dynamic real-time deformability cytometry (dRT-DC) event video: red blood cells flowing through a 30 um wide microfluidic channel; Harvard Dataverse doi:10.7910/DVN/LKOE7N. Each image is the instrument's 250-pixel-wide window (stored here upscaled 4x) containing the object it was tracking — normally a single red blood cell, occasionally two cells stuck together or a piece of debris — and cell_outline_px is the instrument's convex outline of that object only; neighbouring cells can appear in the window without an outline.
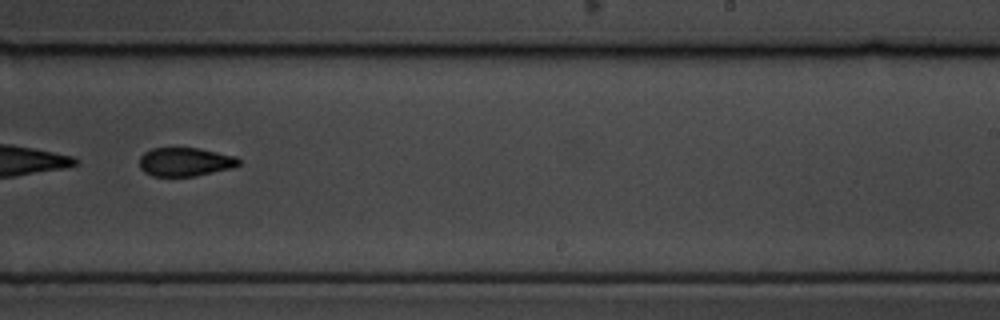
{"species": "common noctule bat (a hibernating species)", "species_latin": "Nyctalus noctula", "temperature_condition": "cold", "stored_images_in_passage": 55, "segment_of_instrument_passage": [2, 2], "camera_frame_rate_fps": 3000, "um_per_image_px": 0.085, "animal": {"sex": "male", "body_mass_g": 19.5, "forearm_length_mm": 54.6}, "frame": {"image": 1, "passage_image": 34, "time_ms": 11.0, "image_size_px": [1000, 320], "cell_outline_px": [[240, 164], [232, 168], [196, 176], [152, 176], [144, 172], [140, 168], [140, 156], [144, 152], [152, 148], [200, 148], [236, 156], [240, 160]], "centroid_in_image_um": [15.74, 13.76], "position_along_channel_um": 273.3, "area_um2": 16.7}}